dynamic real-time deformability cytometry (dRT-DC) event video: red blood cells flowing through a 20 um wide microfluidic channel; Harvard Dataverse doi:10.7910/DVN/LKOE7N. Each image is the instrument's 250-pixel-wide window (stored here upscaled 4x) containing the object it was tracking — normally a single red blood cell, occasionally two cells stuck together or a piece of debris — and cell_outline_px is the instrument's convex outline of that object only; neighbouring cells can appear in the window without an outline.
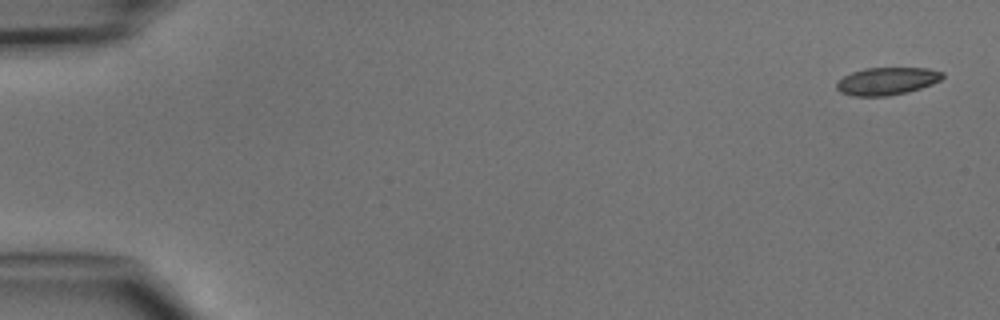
{"species": "common noctule bat (a hibernating species)", "species_latin": "Nyctalus noctula", "temperature_condition": "cold", "stored_images_in_passage": 5, "camera_frame_rate_fps": 3000, "um_per_image_px": 0.085, "animal": {"sex": "male", "body_mass_g": 15.6}, "frame": {"image": 1, "passage_image": 1, "time_ms": 0.0, "image_size_px": [1000, 320], "cell_outline_px": [[944, 76], [940, 80], [932, 84], [908, 92], [888, 96], [852, 96], [840, 92], [836, 88], [836, 84], [844, 76], [852, 72], [864, 68], [928, 68], [944, 72]], "centroid_in_image_um": [75.4, 6.89], "position_along_channel_um": 9.6, "area_um2": 17.05}}
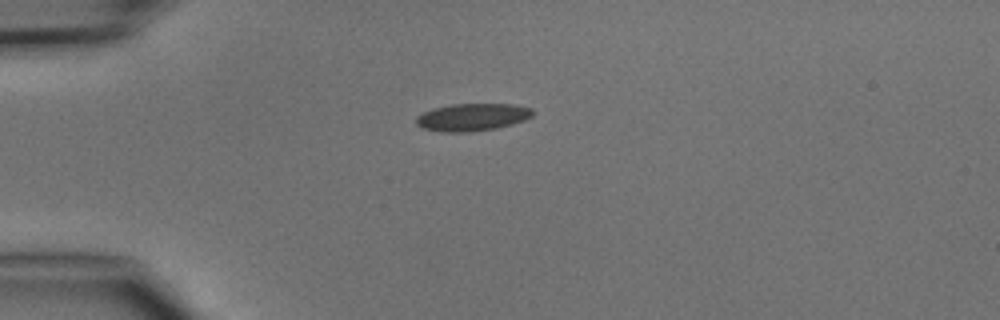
{"frame": {"image": 2, "passage_image": 4, "time_ms": 3.667, "image_size_px": [1000, 320], "cell_outline_px": [[532, 116], [524, 120], [512, 124], [496, 128], [468, 132], [440, 132], [424, 128], [416, 124], [416, 116], [432, 108], [452, 104], [512, 104], [532, 108]], "centroid_in_image_um": [40.12, 9.95], "position_along_channel_um": 44.9, "area_um2": 18.61}}